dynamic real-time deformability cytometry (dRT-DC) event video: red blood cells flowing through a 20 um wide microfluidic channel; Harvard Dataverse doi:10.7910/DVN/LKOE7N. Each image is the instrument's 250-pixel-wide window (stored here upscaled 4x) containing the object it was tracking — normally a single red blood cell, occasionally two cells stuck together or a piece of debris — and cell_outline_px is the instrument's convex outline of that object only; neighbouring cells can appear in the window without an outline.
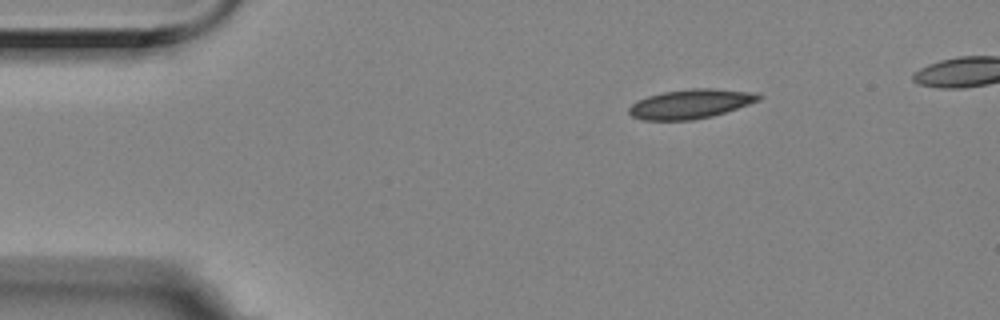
{"species": "Egyptian fruit bat (a non-hibernating species)", "species_latin": "Rousettus aegyptiacus", "temperature_condition": "room temperature", "stored_images_in_passage": 45, "camera_frame_rate_fps": 3000, "um_per_image_px": 0.085, "animal": {"sex": "female"}, "frame": {"image": 1, "passage_image": 1, "time_ms": 0.0, "image_size_px": [1000, 320], "cell_outline_px": [[764, 96], [760, 100], [712, 116], [692, 120], [644, 120], [632, 116], [628, 112], [628, 108], [636, 100], [648, 96], [664, 92], [692, 88], [712, 88], [752, 92]], "centroid_in_image_um": [58.68, 8.83], "position_along_channel_um": 26.3, "area_um2": 22.02}}
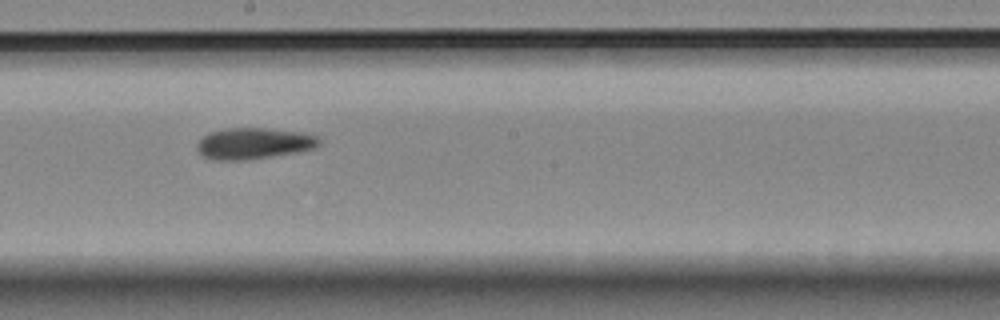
{"frame": {"image": 2, "passage_image": 23, "time_ms": 7.333, "image_size_px": [1000, 320], "cell_outline_px": [[320, 144], [316, 148], [296, 152], [240, 160], [212, 160], [204, 156], [196, 148], [196, 144], [208, 132], [228, 128], [264, 128], [304, 132], [320, 136]], "centroid_in_image_um": [21.59, 12.17], "position_along_channel_um": 226.6, "area_um2": 22.2}}
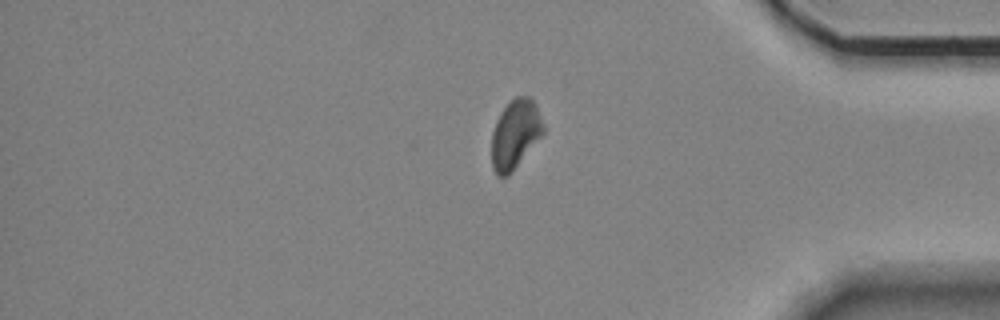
{"frame": {"image": 3, "passage_image": 39, "time_ms": 12.667, "image_size_px": [1000, 320], "cell_outline_px": [[544, 132], [508, 176], [500, 176], [492, 168], [492, 132], [496, 120], [500, 112], [516, 96], [528, 96], [536, 104], [544, 124]], "centroid_in_image_um": [43.79, 11.38], "position_along_channel_um": 391.4, "area_um2": 20.46}}